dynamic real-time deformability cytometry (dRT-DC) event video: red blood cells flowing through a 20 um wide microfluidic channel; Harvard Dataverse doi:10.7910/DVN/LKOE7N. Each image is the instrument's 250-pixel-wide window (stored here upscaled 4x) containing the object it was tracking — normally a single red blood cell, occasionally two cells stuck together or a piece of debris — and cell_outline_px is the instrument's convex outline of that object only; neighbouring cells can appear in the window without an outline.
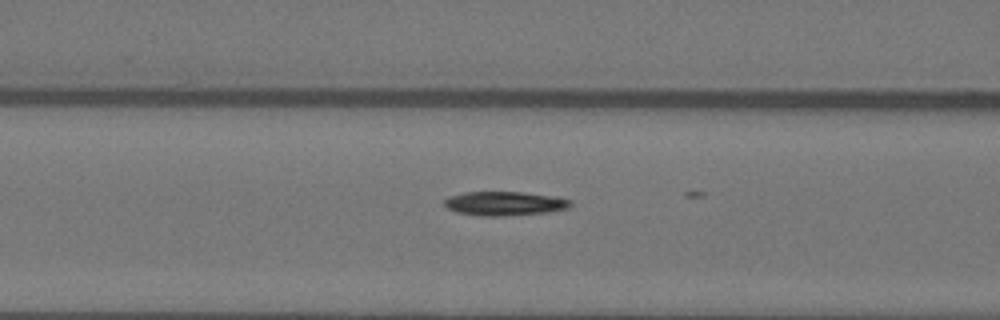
{"species": "Egyptian fruit bat (a non-hibernating species)", "species_latin": "Rousettus aegyptiacus", "temperature_condition": "warm", "stored_images_in_passage": 16, "camera_frame_rate_fps": 3000, "um_per_image_px": 0.085, "animal": {"sex": "female"}, "frame": {"image": 1, "passage_image": 15, "time_ms": 4.667, "image_size_px": [1000, 320], "cell_outline_px": [[572, 204], [568, 208], [548, 212], [496, 216], [480, 216], [456, 212], [448, 208], [444, 204], [444, 200], [452, 196], [464, 192], [524, 192], [556, 196], [572, 200]], "centroid_in_image_um": [42.92, 17.29], "position_along_channel_um": 123.7, "area_um2": 17.63}}